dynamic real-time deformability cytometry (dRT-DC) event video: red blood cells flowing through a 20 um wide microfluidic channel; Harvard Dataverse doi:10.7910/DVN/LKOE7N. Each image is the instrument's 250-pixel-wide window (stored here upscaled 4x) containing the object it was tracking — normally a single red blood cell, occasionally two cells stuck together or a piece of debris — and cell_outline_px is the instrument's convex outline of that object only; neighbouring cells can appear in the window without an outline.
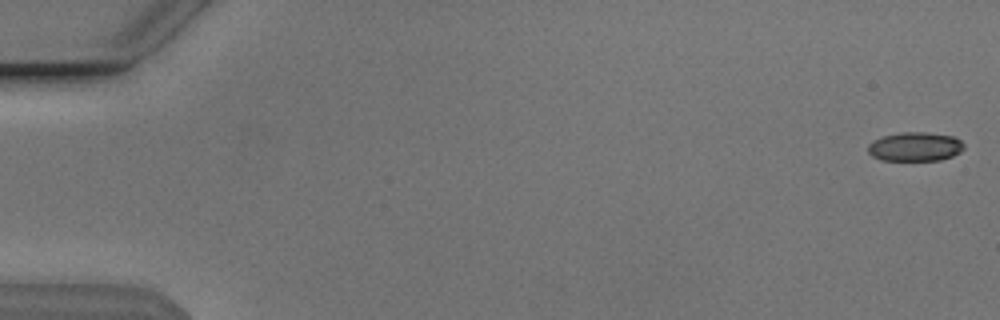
{"species": "Egyptian fruit bat (a non-hibernating species)", "species_latin": "Rousettus aegyptiacus", "temperature_condition": "cold", "stored_images_in_passage": 54, "camera_frame_rate_fps": 3000, "um_per_image_px": 0.085, "animal": {"sex": "male"}, "frame": {"image": 1, "passage_image": 1, "time_ms": 0.0, "image_size_px": [1000, 320], "cell_outline_px": [[964, 148], [960, 152], [952, 156], [940, 160], [880, 160], [872, 156], [868, 152], [868, 144], [872, 140], [884, 136], [900, 132], [924, 132], [952, 136], [960, 140], [964, 144]], "centroid_in_image_um": [77.76, 12.47], "position_along_channel_um": 7.2, "area_um2": 16.24}}
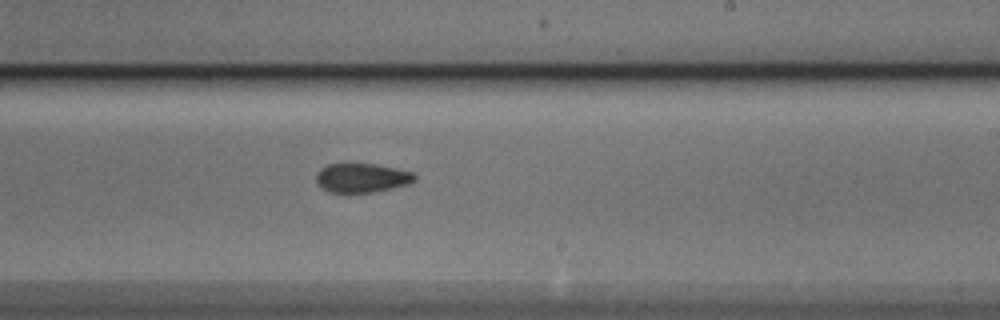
{"frame": {"image": 2, "passage_image": 33, "time_ms": 10.667, "image_size_px": [1000, 320], "cell_outline_px": [[416, 180], [408, 184], [372, 192], [328, 192], [316, 180], [316, 176], [320, 168], [328, 164], [376, 164], [396, 168], [412, 172], [416, 176]], "centroid_in_image_um": [30.77, 15.11], "position_along_channel_um": 258.2, "area_um2": 16.47}}
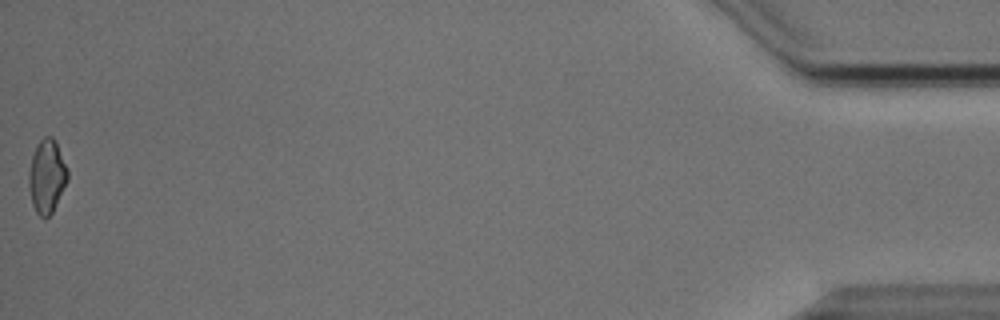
{"frame": {"image": 3, "passage_image": 54, "time_ms": 17.667, "image_size_px": [1000, 320], "cell_outline_px": [[68, 180], [52, 212], [48, 216], [40, 216], [36, 212], [32, 204], [28, 184], [28, 172], [32, 156], [40, 140], [44, 136], [52, 136], [56, 140], [68, 168]], "centroid_in_image_um": [3.99, 14.95], "position_along_channel_um": 431.2, "area_um2": 16.65}, "authors_computed_cell_mechanics": {"area_um2": 16.9643, "velocity_mm_per_s": 3.8478, "shape_relaxation_time_tau1_ms": null, "shape_relaxation_time_tau2_ms": 6.9363, "deformation_change_tau1": null, "deformation_change_tau2": 0.11}}